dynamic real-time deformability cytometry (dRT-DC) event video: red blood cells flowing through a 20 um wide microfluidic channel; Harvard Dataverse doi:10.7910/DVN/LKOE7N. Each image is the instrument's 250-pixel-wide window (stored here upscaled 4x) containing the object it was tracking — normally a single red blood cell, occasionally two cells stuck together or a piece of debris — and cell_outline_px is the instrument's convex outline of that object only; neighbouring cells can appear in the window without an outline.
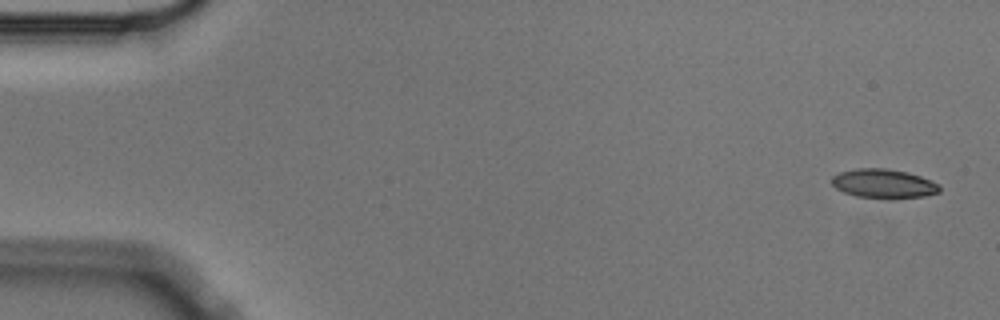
{"species": "Egyptian fruit bat (a non-hibernating species)", "species_latin": "Rousettus aegyptiacus", "temperature_condition": "cold", "stored_images_in_passage": 3, "camera_frame_rate_fps": 3000, "um_per_image_px": 0.085, "animal": {"sex": "male"}, "frame": {"image": 1, "passage_image": 3, "time_ms": 0.667, "image_size_px": [1000, 320], "cell_outline_px": [[940, 192], [924, 196], [892, 200], [888, 200], [856, 196], [844, 192], [836, 188], [832, 184], [832, 176], [840, 172], [856, 168], [884, 168], [908, 172], [920, 176], [940, 184]], "centroid_in_image_um": [75.13, 15.63], "position_along_channel_um": 9.9, "area_um2": 18.67}}